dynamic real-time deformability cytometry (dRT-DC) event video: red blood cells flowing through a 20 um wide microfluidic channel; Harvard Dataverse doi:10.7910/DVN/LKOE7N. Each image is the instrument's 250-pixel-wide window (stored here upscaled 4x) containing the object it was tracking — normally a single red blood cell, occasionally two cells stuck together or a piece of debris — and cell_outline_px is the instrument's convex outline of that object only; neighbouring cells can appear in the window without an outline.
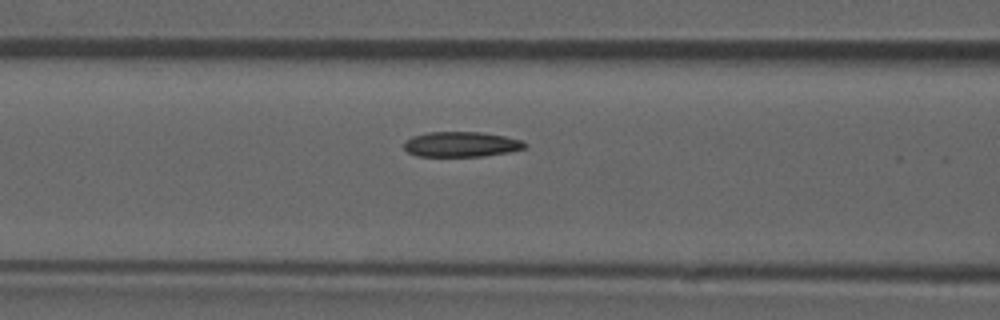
{"species": "common noctule bat (a hibernating species)", "species_latin": "Nyctalus noctula", "temperature_condition": "room temperature", "stored_images_in_passage": 32, "camera_frame_rate_fps": 3000, "um_per_image_px": 0.085, "animal": {"sex": "male", "forearm_length_mm": 52.5}, "frame": {"image": 1, "passage_image": 22, "time_ms": 7.0, "image_size_px": [1000, 320], "cell_outline_px": [[528, 148], [508, 152], [484, 156], [416, 156], [408, 152], [404, 148], [404, 140], [412, 136], [428, 132], [480, 132], [504, 136], [520, 140], [528, 144]], "centroid_in_image_um": [39.2, 12.27], "position_along_channel_um": 127.4, "area_um2": 17.8}}